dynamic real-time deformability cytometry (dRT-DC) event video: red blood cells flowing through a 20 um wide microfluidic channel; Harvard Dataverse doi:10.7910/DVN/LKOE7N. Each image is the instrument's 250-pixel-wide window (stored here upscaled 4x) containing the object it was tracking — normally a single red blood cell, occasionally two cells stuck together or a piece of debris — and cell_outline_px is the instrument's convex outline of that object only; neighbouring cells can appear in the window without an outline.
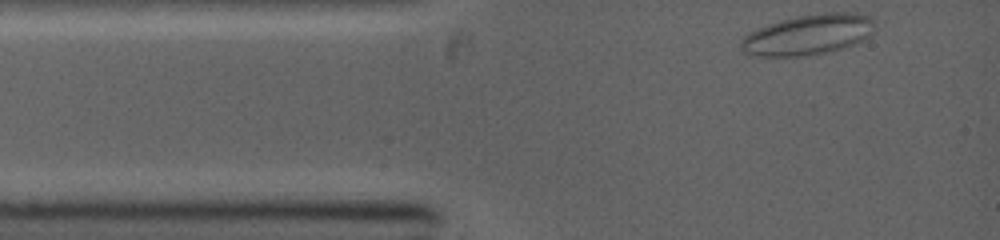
{"species": "common noctule bat (a hibernating species)", "species_latin": "Nyctalus noctula", "temperature_condition": "warm", "stored_images_in_passage": 2, "camera_frame_rate_fps": 5000, "um_per_image_px": 0.085, "animal": {"sex": "female", "body_mass_g": 19.0, "forearm_length_mm": 53.3}, "frame": {"image": 1, "passage_image": 1, "time_ms": 0.0, "image_size_px": [1000, 240], "cell_outline_px": [[872, 32], [868, 36], [852, 44], [832, 52], [804, 56], [760, 56], [744, 52], [740, 48], [740, 40], [748, 32], [768, 24], [800, 16], [824, 12], [856, 12], [868, 16], [872, 20]], "centroid_in_image_um": [68.66, 2.95], "position_along_channel_um": 16.3, "area_um2": 31.27}}